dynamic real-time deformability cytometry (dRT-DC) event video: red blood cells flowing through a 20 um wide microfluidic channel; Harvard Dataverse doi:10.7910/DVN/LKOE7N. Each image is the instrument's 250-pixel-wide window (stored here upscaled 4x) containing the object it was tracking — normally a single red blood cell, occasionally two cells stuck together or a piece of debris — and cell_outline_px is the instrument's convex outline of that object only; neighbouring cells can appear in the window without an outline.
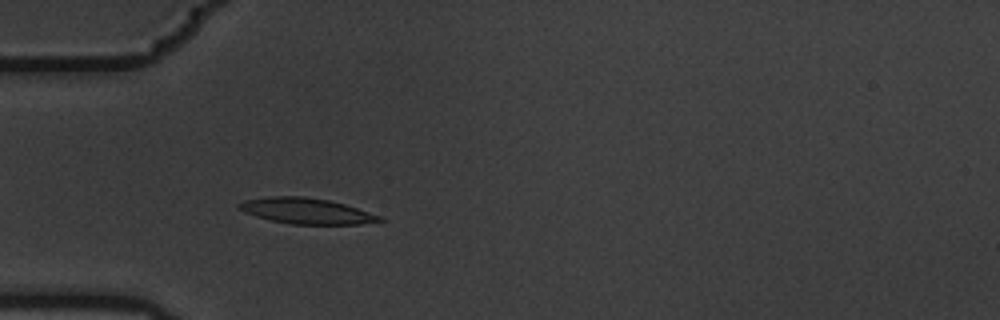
{"species": "common noctule bat (a hibernating species)", "species_latin": "Nyctalus noctula", "temperature_condition": "warm", "stored_images_in_passage": 5, "camera_frame_rate_fps": 3000, "um_per_image_px": 0.085, "animal": {"sex": "male", "body_mass_g": 19.5, "forearm_length_mm": 54.6}, "frame": {"image": 1, "passage_image": 5, "time_ms": 1.333, "image_size_px": [1000, 320], "cell_outline_px": [[384, 220], [360, 224], [292, 224], [272, 220], [256, 216], [244, 212], [236, 208], [236, 204], [244, 200], [268, 196], [304, 196], [328, 200], [344, 204], [384, 216]], "centroid_in_image_um": [26.03, 17.92], "position_along_channel_um": 59.0, "area_um2": 21.15}}